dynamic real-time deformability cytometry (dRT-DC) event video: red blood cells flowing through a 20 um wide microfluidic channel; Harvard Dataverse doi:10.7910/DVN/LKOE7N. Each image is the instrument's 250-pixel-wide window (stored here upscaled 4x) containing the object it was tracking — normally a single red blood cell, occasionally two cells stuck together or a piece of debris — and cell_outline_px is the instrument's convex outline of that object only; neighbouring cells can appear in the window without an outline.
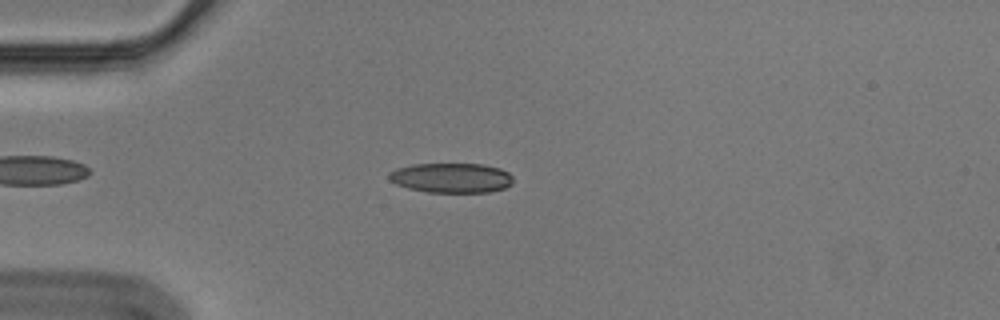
{"species": "Egyptian fruit bat (a non-hibernating species)", "species_latin": "Rousettus aegyptiacus", "temperature_condition": "cold", "stored_images_in_passage": 47, "camera_frame_rate_fps": 3000, "um_per_image_px": 0.085, "animal": {"sex": "male"}, "frame": {"image": 1, "passage_image": 11, "time_ms": 3.333, "image_size_px": [1000, 320], "cell_outline_px": [[512, 184], [504, 188], [488, 192], [428, 192], [408, 188], [396, 184], [388, 180], [388, 172], [396, 168], [412, 164], [484, 164], [500, 168], [508, 172], [512, 176]], "centroid_in_image_um": [38.34, 15.11], "position_along_channel_um": 46.7, "area_um2": 21.68}}
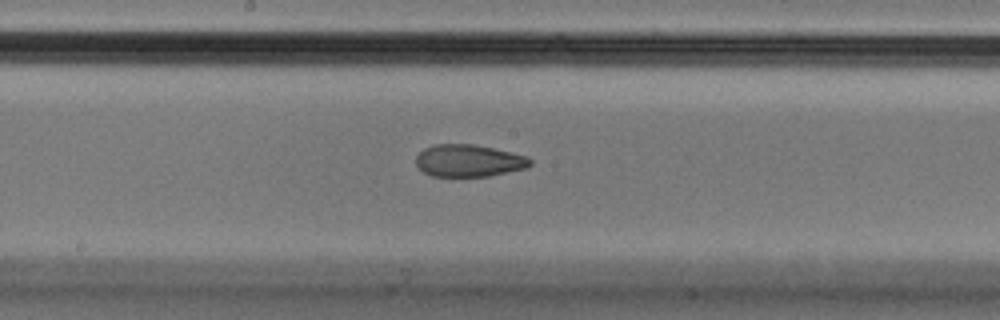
{"frame": {"image": 2, "passage_image": 26, "time_ms": 8.333, "image_size_px": [1000, 320], "cell_outline_px": [[532, 164], [528, 168], [488, 176], [432, 176], [424, 172], [416, 164], [416, 156], [424, 148], [432, 144], [472, 144], [492, 148], [528, 156], [532, 160]], "centroid_in_image_um": [39.86, 13.65], "position_along_channel_um": 208.3, "area_um2": 21.44}}
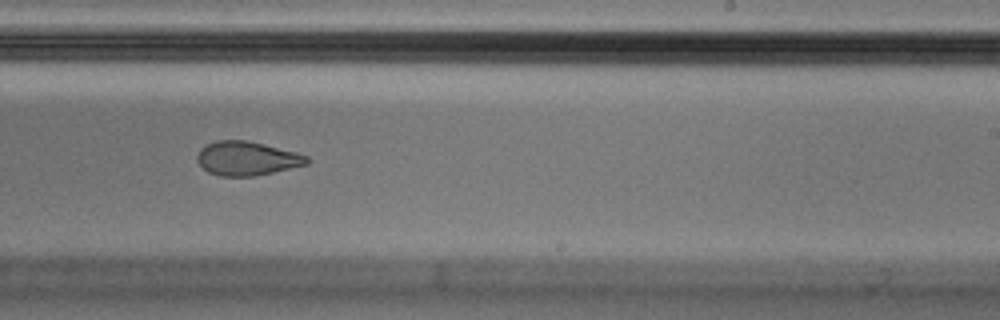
{"frame": {"image": 3, "passage_image": 31, "time_ms": 10.0, "image_size_px": [1000, 320], "cell_outline_px": [[312, 160], [308, 164], [272, 172], [252, 176], [220, 176], [208, 172], [196, 160], [196, 156], [200, 148], [216, 140], [248, 140], [296, 152], [308, 156]], "centroid_in_image_um": [20.99, 13.46], "position_along_channel_um": 268.0, "area_um2": 21.73}, "authors_computed_cell_mechanics": {"area_um2": 22.253, "velocity_mm_per_s": 3.5932, "shape_relaxation_time_tau1_ms": null, "shape_relaxation_time_tau2_ms": 2.6282, "deformation_change_tau1": null, "deformation_change_tau2": 0.092}}